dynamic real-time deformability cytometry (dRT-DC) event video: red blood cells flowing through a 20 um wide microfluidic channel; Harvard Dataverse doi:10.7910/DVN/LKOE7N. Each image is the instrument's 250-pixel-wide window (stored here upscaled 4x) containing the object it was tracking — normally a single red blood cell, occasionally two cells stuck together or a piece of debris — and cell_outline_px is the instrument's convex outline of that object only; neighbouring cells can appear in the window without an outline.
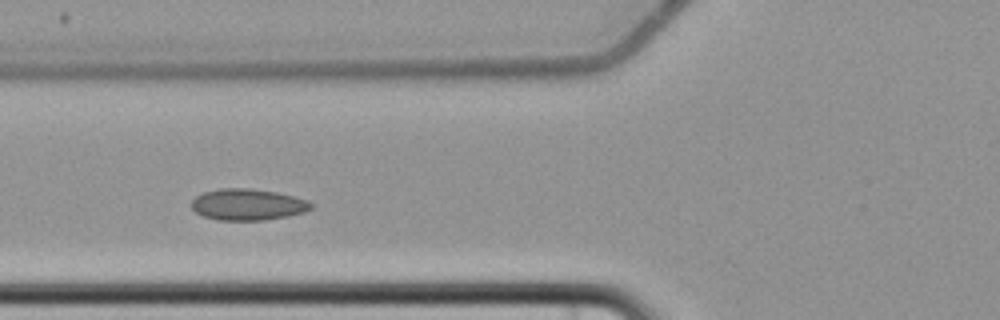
{"species": "common noctule bat (a hibernating species)", "species_latin": "Nyctalus noctula", "temperature_condition": "cold", "stored_images_in_passage": 4, "camera_frame_rate_fps": 3000, "um_per_image_px": 0.085, "animal": {"sex": "female", "body_mass_g": 22.7, "forearm_length_mm": 54.2}, "frame": {"image": 1, "passage_image": 4, "time_ms": 3.667, "image_size_px": [1000, 320], "cell_outline_px": [[312, 208], [304, 212], [288, 216], [264, 220], [216, 220], [204, 216], [196, 212], [192, 208], [192, 200], [196, 196], [204, 192], [220, 188], [248, 188], [276, 192], [308, 200], [312, 204]], "centroid_in_image_um": [21.05, 17.39], "position_along_channel_um": 104.7, "area_um2": 21.79}}